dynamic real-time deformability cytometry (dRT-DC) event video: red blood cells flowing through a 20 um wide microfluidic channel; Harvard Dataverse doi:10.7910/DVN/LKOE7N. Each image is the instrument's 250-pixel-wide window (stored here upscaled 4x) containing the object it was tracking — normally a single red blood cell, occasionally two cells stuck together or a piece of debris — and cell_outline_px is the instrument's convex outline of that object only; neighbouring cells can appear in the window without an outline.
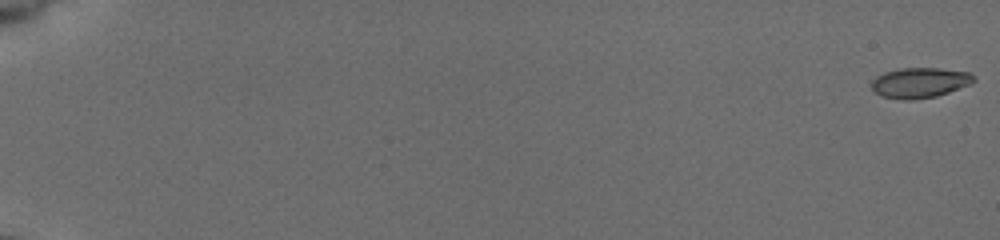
{"species": "common noctule bat (a hibernating species)", "species_latin": "Nyctalus noctula", "temperature_condition": "cold", "stored_images_in_passage": 48, "camera_frame_rate_fps": 3000, "um_per_image_px": 0.085, "animal": {"sex": "female", "body_mass_g": 19.5, "forearm_length_mm": 54.1}, "frame": {"image": 1, "passage_image": 1, "time_ms": 0.0, "image_size_px": [1000, 240], "cell_outline_px": [[976, 80], [968, 84], [948, 92], [936, 96], [912, 100], [904, 100], [884, 96], [876, 92], [872, 88], [872, 80], [876, 76], [884, 72], [904, 68], [936, 68], [968, 72]], "centroid_in_image_um": [78.15, 7.03], "position_along_channel_um": 6.9, "area_um2": 17.63}}
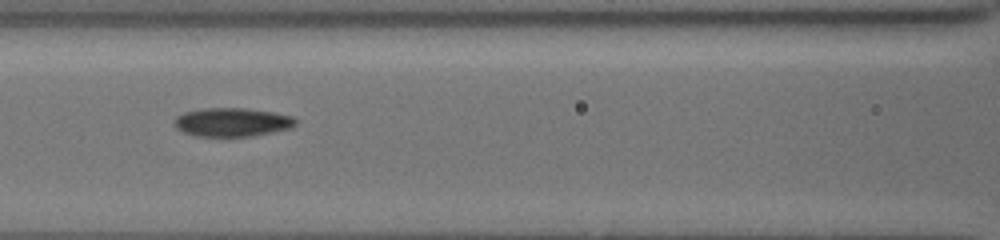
{"frame": {"image": 2, "passage_image": 28, "time_ms": 9.0, "image_size_px": [1000, 240], "cell_outline_px": [[296, 124], [288, 128], [272, 132], [252, 136], [196, 136], [184, 132], [176, 128], [172, 120], [176, 116], [184, 112], [204, 108], [244, 108], [272, 112], [292, 116], [296, 120]], "centroid_in_image_um": [19.68, 10.38], "position_along_channel_um": 146.9, "area_um2": 20.17}}
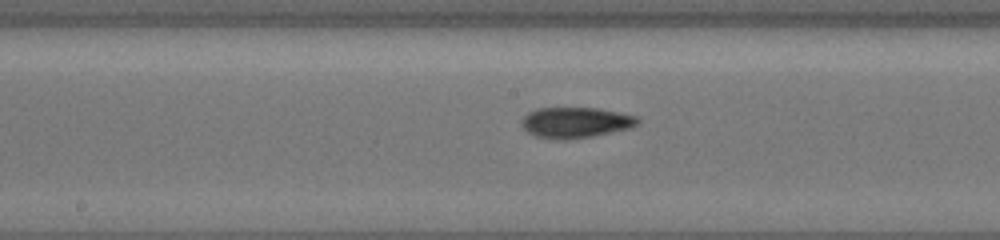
{"frame": {"image": 3, "passage_image": 32, "time_ms": 10.333, "image_size_px": [1000, 240], "cell_outline_px": [[640, 120], [636, 124], [628, 128], [592, 136], [568, 140], [564, 140], [536, 136], [528, 132], [520, 124], [524, 116], [528, 112], [540, 108], [596, 108], [636, 116]], "centroid_in_image_um": [48.88, 10.41], "position_along_channel_um": 199.3, "area_um2": 20.4}, "authors_computed_cell_mechanics": {"area_um2": 17.8891, "velocity_mm_per_s": 3.9373, "shape_relaxation_time_tau1_ms": 1.5106, "shape_relaxation_time_tau2_ms": null, "deformation_change_tau1": 0.0649, "deformation_change_tau2": null}}